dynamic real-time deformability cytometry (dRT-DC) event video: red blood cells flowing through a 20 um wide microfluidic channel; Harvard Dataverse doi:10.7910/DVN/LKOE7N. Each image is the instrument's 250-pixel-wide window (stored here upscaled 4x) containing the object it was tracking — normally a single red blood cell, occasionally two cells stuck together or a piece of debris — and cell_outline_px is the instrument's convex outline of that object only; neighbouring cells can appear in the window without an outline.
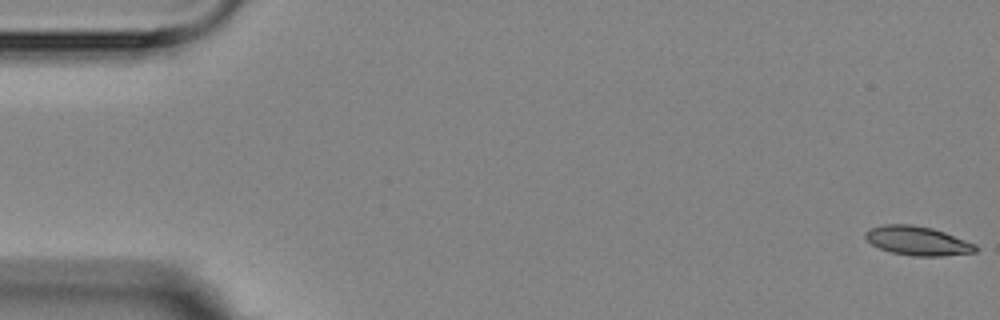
{"species": "Egyptian fruit bat (a non-hibernating species)", "species_latin": "Rousettus aegyptiacus", "temperature_condition": "room temperature", "stored_images_in_passage": 6, "camera_frame_rate_fps": 3000, "um_per_image_px": 0.085, "animal": {"sex": "female"}, "frame": {"image": 1, "passage_image": 1, "time_ms": 0.0, "image_size_px": [1000, 320], "cell_outline_px": [[980, 248], [976, 252], [940, 256], [912, 256], [892, 252], [880, 248], [872, 244], [864, 236], [864, 232], [872, 228], [884, 224], [912, 224], [932, 228], [944, 232], [976, 244]], "centroid_in_image_um": [78.02, 20.47], "position_along_channel_um": 7.0, "area_um2": 18.61}}
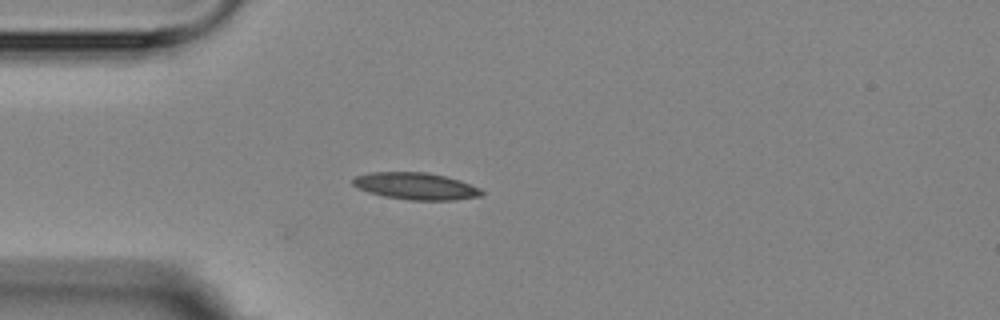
{"frame": {"image": 2, "passage_image": 5, "time_ms": 4.667, "image_size_px": [1000, 320], "cell_outline_px": [[484, 196], [456, 200], [412, 200], [384, 196], [368, 192], [352, 184], [352, 180], [356, 176], [368, 172], [428, 172], [460, 180], [480, 188], [484, 192]], "centroid_in_image_um": [35.38, 15.82], "position_along_channel_um": 49.6, "area_um2": 20.29}}